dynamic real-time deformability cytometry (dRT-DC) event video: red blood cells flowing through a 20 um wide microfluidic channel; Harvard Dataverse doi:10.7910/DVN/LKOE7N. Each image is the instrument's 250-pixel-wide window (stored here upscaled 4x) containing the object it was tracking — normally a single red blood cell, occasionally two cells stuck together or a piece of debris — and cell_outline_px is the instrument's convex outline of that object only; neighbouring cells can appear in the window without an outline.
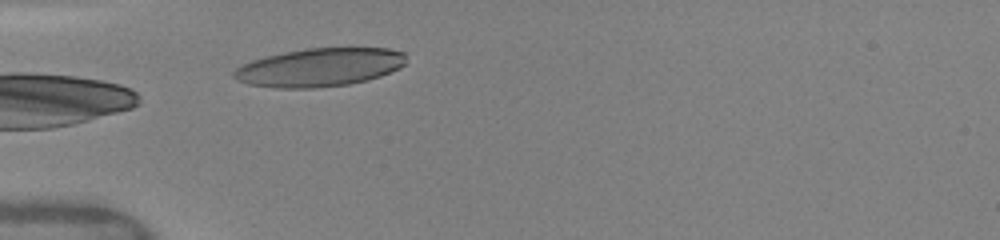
{"species": "human", "species_latin": "Homo sapiens", "temperature_condition": "warm", "stored_images_in_passage": 7, "camera_frame_rate_fps": 3000, "um_per_image_px": 0.085, "donor": {"sex": "female"}, "frame": {"image": 1, "passage_image": 4, "time_ms": 2.0, "image_size_px": [1000, 240], "cell_outline_px": [[404, 64], [400, 68], [380, 76], [368, 80], [348, 84], [316, 88], [276, 88], [248, 84], [236, 80], [232, 76], [232, 72], [240, 64], [252, 60], [284, 52], [308, 48], [388, 48], [404, 52]], "centroid_in_image_um": [27.13, 5.73], "position_along_channel_um": 57.9, "area_um2": 38.55}}
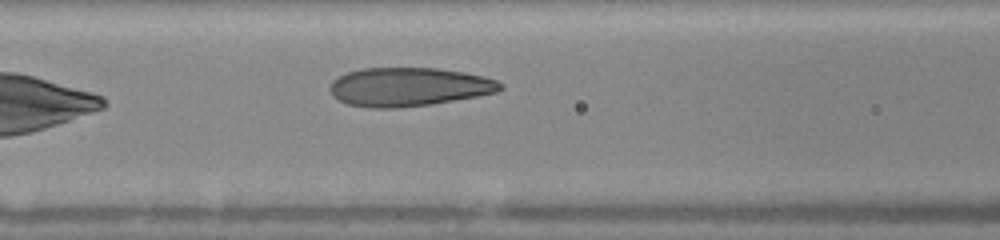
{"frame": {"image": 2, "passage_image": 7, "time_ms": 4.0, "image_size_px": [1000, 240], "cell_outline_px": [[504, 88], [496, 92], [476, 96], [432, 104], [396, 108], [368, 108], [348, 104], [332, 96], [328, 88], [332, 80], [348, 72], [364, 68], [436, 68], [464, 72], [484, 76], [496, 80], [504, 84]], "centroid_in_image_um": [34.74, 7.39], "position_along_channel_um": 131.9, "area_um2": 38.49}}